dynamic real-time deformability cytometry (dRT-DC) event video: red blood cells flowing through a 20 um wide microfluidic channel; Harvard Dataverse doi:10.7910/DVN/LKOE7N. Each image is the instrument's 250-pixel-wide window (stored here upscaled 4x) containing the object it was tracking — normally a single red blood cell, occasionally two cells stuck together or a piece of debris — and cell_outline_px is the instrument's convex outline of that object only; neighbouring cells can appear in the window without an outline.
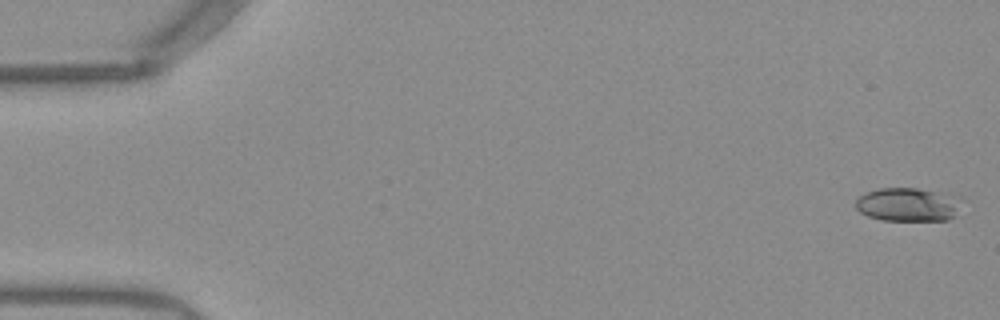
{"species": "Egyptian fruit bat (a non-hibernating species)", "species_latin": "Rousettus aegyptiacus", "temperature_condition": "warm", "stored_images_in_passage": 51, "camera_frame_rate_fps": 3000, "um_per_image_px": 0.085, "frame": {"image": 1, "passage_image": 1, "time_ms": 0.0, "image_size_px": [1000, 320], "cell_outline_px": [[968, 200], [948, 220], [880, 220], [868, 216], [860, 212], [856, 208], [856, 200], [864, 192], [880, 188], [916, 188], [964, 196]], "centroid_in_image_um": [77.27, 17.37], "position_along_channel_um": 7.7, "area_um2": 21.27}}
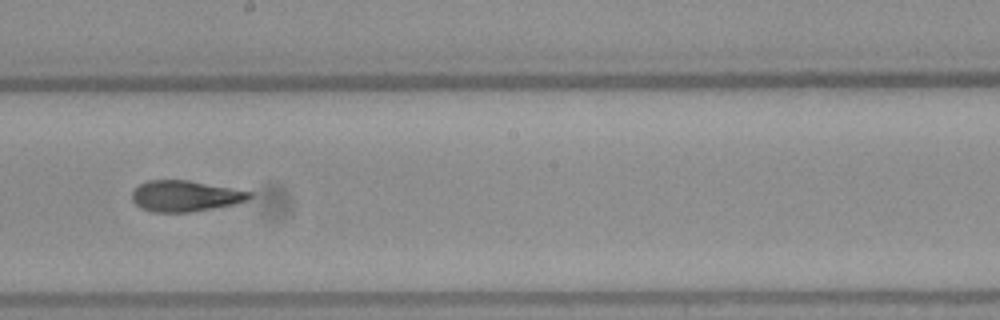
{"frame": {"image": 2, "passage_image": 29, "time_ms": 9.333, "image_size_px": [1000, 320], "cell_outline_px": [[252, 196], [248, 200], [236, 204], [192, 212], [152, 212], [140, 208], [132, 200], [132, 192], [140, 184], [148, 180], [188, 180], [252, 192]], "centroid_in_image_um": [15.74, 16.67], "position_along_channel_um": 232.5, "area_um2": 21.21}}
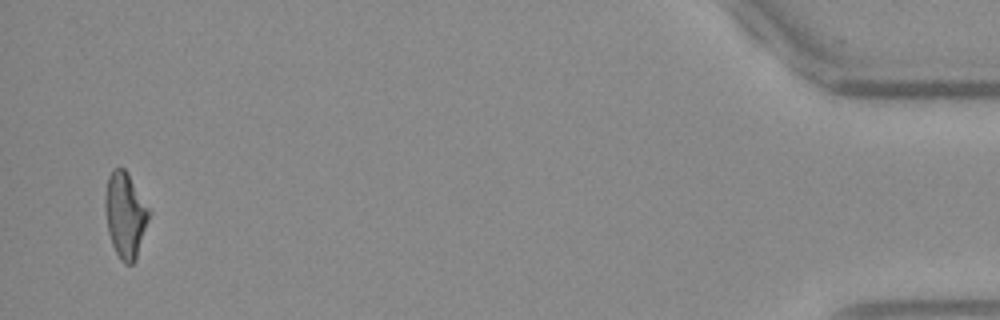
{"frame": {"image": 3, "passage_image": 50, "time_ms": 16.333, "image_size_px": [1000, 320], "cell_outline_px": [[152, 212], [136, 260], [132, 264], [124, 264], [120, 260], [112, 244], [108, 232], [104, 208], [104, 192], [108, 176], [112, 168], [124, 168], [128, 172]], "centroid_in_image_um": [10.65, 18.26], "position_along_channel_um": 424.5, "area_um2": 22.43}, "authors_computed_cell_mechanics": {"area_um2": 21.386, "velocity_mm_per_s": 3.9509, "shape_relaxation_time_tau1_ms": 6.4802, "shape_relaxation_time_tau2_ms": 2.3101, "deformation_change_tau1": 0.2248, "deformation_change_tau2": 0.1148}}